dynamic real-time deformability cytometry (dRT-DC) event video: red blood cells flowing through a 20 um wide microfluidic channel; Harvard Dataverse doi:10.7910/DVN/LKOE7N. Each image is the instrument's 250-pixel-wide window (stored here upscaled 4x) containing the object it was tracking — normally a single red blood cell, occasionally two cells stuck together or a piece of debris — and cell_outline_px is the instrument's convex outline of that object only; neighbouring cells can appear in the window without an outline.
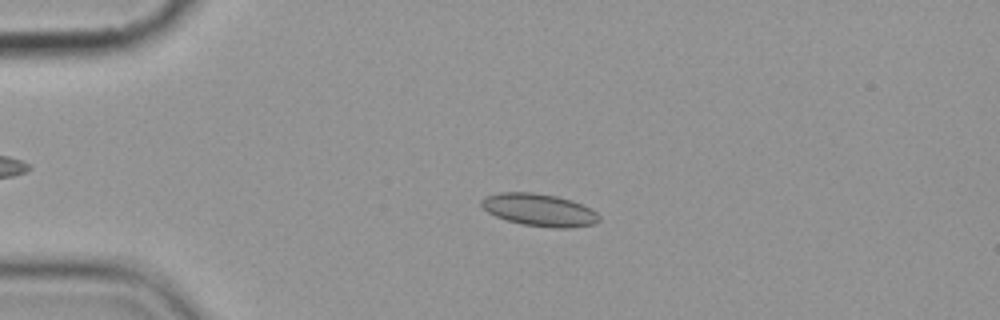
{"species": "common noctule bat (a hibernating species)", "species_latin": "Nyctalus noctula", "temperature_condition": "cold", "stored_images_in_passage": 4, "camera_frame_rate_fps": 3000, "um_per_image_px": 0.085, "animal": {"sex": "female", "body_mass_g": 19.9}, "frame": {"image": 1, "passage_image": 3, "time_ms": 3.0, "image_size_px": [1000, 320], "cell_outline_px": [[600, 220], [592, 224], [572, 228], [552, 228], [524, 224], [508, 220], [496, 216], [488, 212], [480, 204], [480, 200], [488, 196], [500, 192], [532, 192], [556, 196], [572, 200], [592, 208], [600, 216]], "centroid_in_image_um": [45.87, 17.84], "position_along_channel_um": 39.1, "area_um2": 22.2}}